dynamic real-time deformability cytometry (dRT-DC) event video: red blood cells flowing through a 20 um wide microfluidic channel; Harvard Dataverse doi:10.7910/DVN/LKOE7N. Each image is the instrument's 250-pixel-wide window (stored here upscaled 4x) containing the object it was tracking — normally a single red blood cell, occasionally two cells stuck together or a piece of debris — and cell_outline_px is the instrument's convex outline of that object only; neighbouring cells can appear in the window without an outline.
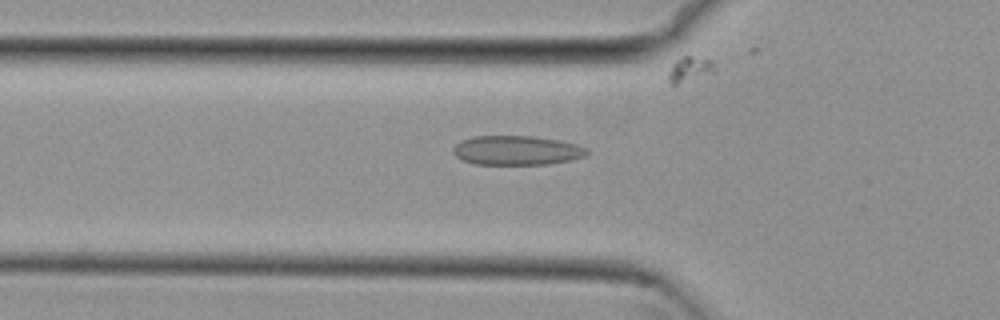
{"species": "common noctule bat (a hibernating species)", "species_latin": "Nyctalus noctula", "temperature_condition": "cold", "stored_images_in_passage": 53, "camera_frame_rate_fps": 3000, "um_per_image_px": 0.085, "animal": {"sex": "female", "body_mass_g": 29.2, "forearm_length_mm": 56.3}, "frame": {"image": 1, "passage_image": 18, "time_ms": 5.667, "image_size_px": [1000, 320], "cell_outline_px": [[588, 152], [584, 156], [572, 160], [548, 164], [472, 164], [456, 156], [452, 152], [452, 148], [460, 140], [472, 136], [532, 136], [560, 140], [580, 144], [588, 148]], "centroid_in_image_um": [43.93, 12.77], "position_along_channel_um": 81.9, "area_um2": 23.12}}
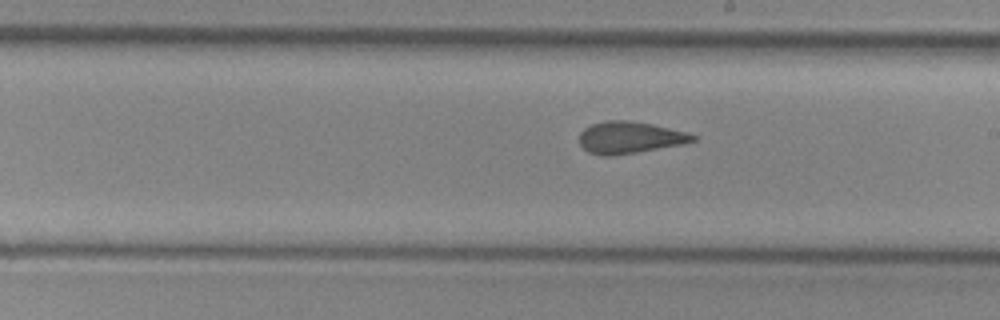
{"frame": {"image": 2, "passage_image": 30, "time_ms": 9.667, "image_size_px": [1000, 320], "cell_outline_px": [[696, 140], [684, 144], [612, 156], [604, 156], [588, 152], [580, 144], [580, 132], [584, 128], [592, 124], [604, 120], [632, 120], [652, 124], [688, 132], [696, 136]], "centroid_in_image_um": [53.53, 11.68], "position_along_channel_um": 235.5, "area_um2": 21.15}}
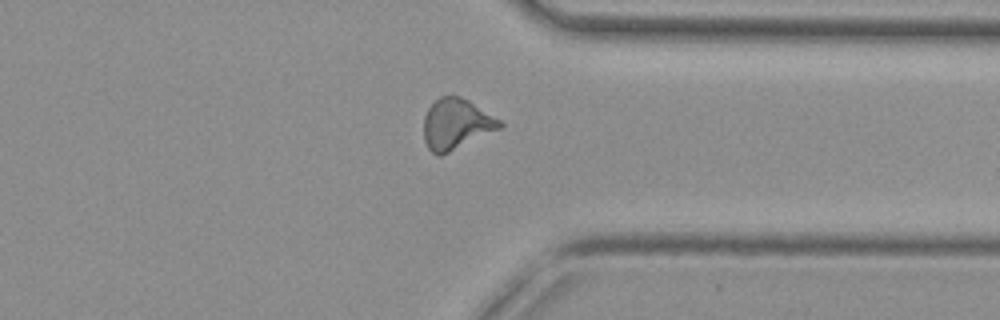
{"frame": {"image": 3, "passage_image": 41, "time_ms": 13.333, "image_size_px": [1000, 320], "cell_outline_px": [[504, 124], [500, 128], [440, 156], [436, 156], [428, 148], [424, 140], [424, 116], [428, 108], [440, 96], [460, 96], [468, 100], [500, 120]], "centroid_in_image_um": [38.74, 10.55], "position_along_channel_um": 372.7, "area_um2": 22.08}, "authors_computed_cell_mechanics": {"area_um2": 21.964, "velocity_mm_per_s": 3.8228, "shape_relaxation_time_tau1_ms": null, "shape_relaxation_time_tau2_ms": 1.3687, "deformation_change_tau1": null, "deformation_change_tau2": 0.0802}}